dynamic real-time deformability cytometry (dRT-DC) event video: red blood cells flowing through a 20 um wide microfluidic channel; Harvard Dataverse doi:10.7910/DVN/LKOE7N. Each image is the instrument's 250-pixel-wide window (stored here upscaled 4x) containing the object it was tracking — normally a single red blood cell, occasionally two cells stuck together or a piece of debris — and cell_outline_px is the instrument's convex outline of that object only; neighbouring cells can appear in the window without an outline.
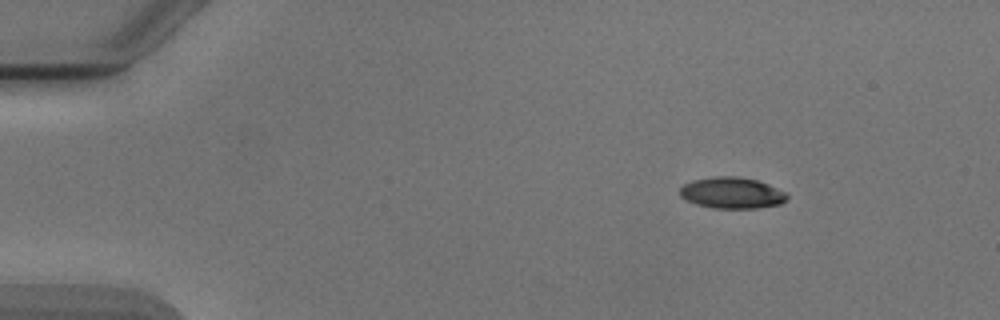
{"species": "Egyptian fruit bat (a non-hibernating species)", "species_latin": "Rousettus aegyptiacus", "temperature_condition": "cold", "stored_images_in_passage": 6, "camera_frame_rate_fps": 3000, "um_per_image_px": 0.085, "animal": {"sex": "male"}, "frame": {"image": 1, "passage_image": 2, "time_ms": 1.333, "image_size_px": [1000, 320], "cell_outline_px": [[788, 196], [780, 204], [756, 208], [712, 208], [696, 204], [680, 196], [680, 188], [684, 184], [692, 180], [716, 176], [736, 176], [756, 180], [768, 184], [788, 192]], "centroid_in_image_um": [62.22, 16.39], "position_along_channel_um": 22.8, "area_um2": 19.48}}
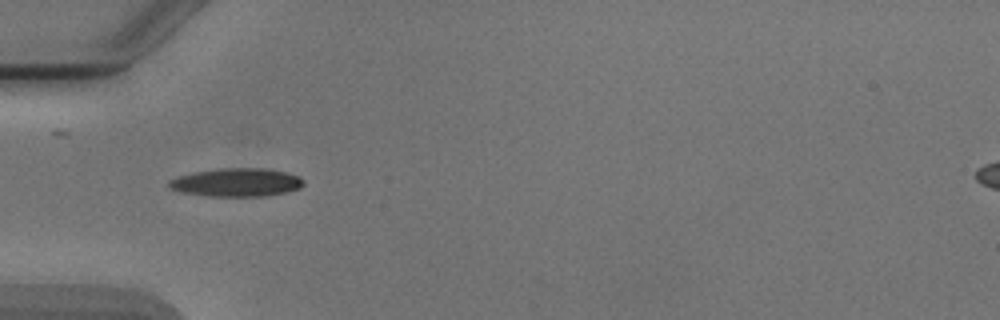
{"frame": {"image": 2, "passage_image": 5, "time_ms": 4.667, "image_size_px": [1000, 320], "cell_outline_px": [[304, 184], [300, 188], [288, 192], [268, 196], [208, 196], [180, 192], [168, 188], [168, 180], [180, 176], [196, 172], [224, 168], [264, 168], [288, 172], [300, 176], [304, 180]], "centroid_in_image_um": [20.15, 15.51], "position_along_channel_um": 64.8, "area_um2": 22.37}}
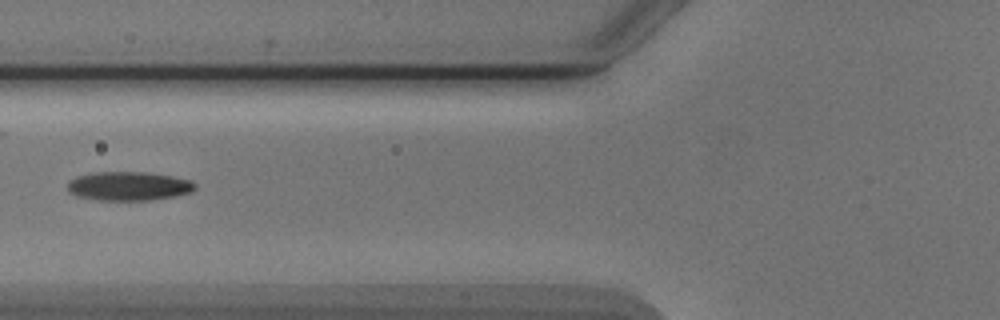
{"frame": {"image": 3, "passage_image": 6, "time_ms": 6.0, "image_size_px": [1000, 320], "cell_outline_px": [[196, 188], [192, 192], [176, 196], [148, 200], [96, 200], [76, 196], [68, 192], [68, 180], [76, 176], [96, 172], [144, 172], [172, 176], [192, 180], [196, 184]], "centroid_in_image_um": [10.93, 15.82], "position_along_channel_um": 114.9, "area_um2": 21.68}}